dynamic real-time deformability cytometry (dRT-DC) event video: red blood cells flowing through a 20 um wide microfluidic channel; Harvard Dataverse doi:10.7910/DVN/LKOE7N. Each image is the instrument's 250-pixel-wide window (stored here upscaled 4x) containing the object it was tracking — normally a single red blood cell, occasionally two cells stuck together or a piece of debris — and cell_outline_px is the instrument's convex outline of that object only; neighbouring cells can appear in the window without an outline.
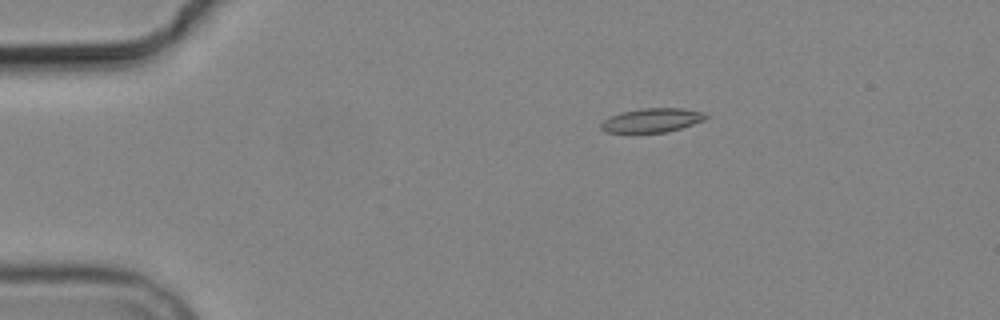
{"species": "common noctule bat (a hibernating species)", "species_latin": "Nyctalus noctula", "temperature_condition": "cold", "stored_images_in_passage": 3, "camera_frame_rate_fps": 3000, "um_per_image_px": 0.085, "animal": {"sex": "male", "body_mass_g": 19.2, "forearm_length_mm": 51.8}, "frame": {"image": 1, "passage_image": 1, "time_ms": 0.0, "image_size_px": [1000, 320], "cell_outline_px": [[708, 116], [704, 120], [680, 128], [664, 132], [604, 132], [600, 128], [600, 124], [604, 120], [620, 112], [640, 108], [684, 108], [704, 112]], "centroid_in_image_um": [55.41, 10.21], "position_along_channel_um": 29.6, "area_um2": 14.57}}